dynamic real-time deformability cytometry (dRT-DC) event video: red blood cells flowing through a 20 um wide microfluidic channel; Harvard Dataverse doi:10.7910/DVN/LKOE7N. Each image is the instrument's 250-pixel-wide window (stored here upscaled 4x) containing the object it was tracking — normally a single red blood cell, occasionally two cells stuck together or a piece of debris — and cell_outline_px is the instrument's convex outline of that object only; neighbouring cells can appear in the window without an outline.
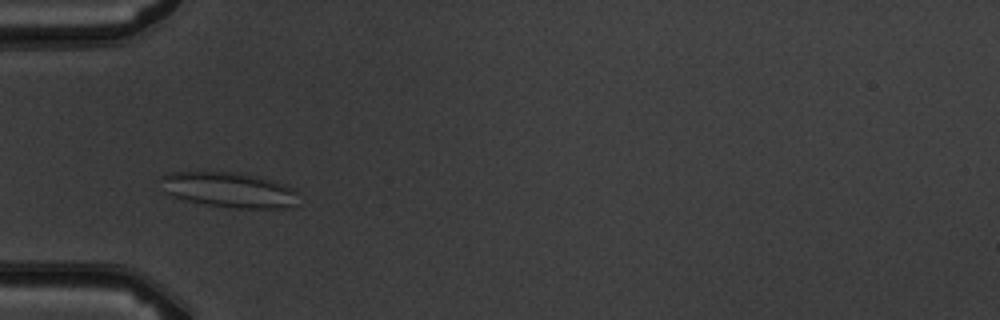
{"species": "common noctule bat (a hibernating species)", "species_latin": "Nyctalus noctula", "temperature_condition": "warm", "stored_images_in_passage": 6, "camera_frame_rate_fps": 3000, "um_per_image_px": 0.085, "animal": {"sex": "male", "body_mass_g": 19.5, "forearm_length_mm": 54.6}, "frame": {"image": 1, "passage_image": 2, "time_ms": 1.333, "image_size_px": [1000, 320], "cell_outline_px": [[300, 204], [284, 208], [232, 208], [184, 200], [172, 196], [164, 192], [156, 180], [160, 176], [168, 172], [240, 172], [256, 176], [284, 184], [300, 192]], "centroid_in_image_um": [19.46, 16.14], "position_along_channel_um": 65.5, "area_um2": 28.9}}
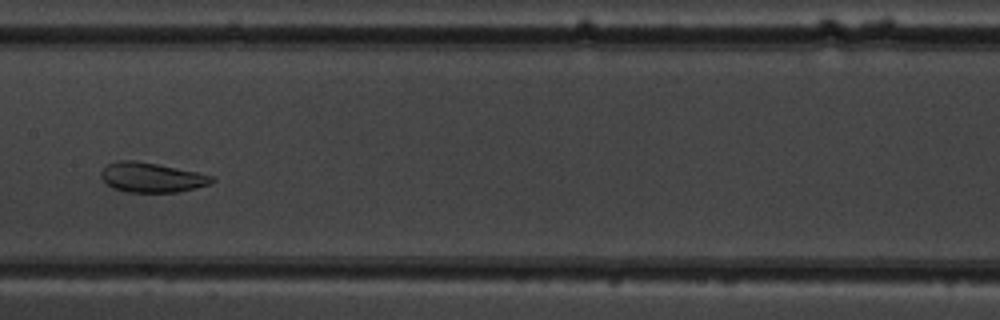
{"frame": {"image": 2, "passage_image": 5, "time_ms": 4.667, "image_size_px": [1000, 320], "cell_outline_px": [[216, 180], [212, 184], [180, 192], [124, 192], [112, 188], [100, 176], [100, 172], [108, 164], [120, 160], [136, 160], [216, 176]], "centroid_in_image_um": [12.93, 15.09], "position_along_channel_um": 194.5, "area_um2": 19.31}}
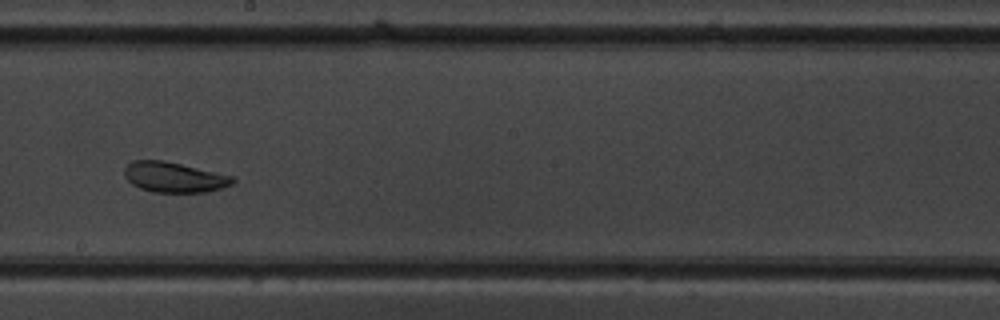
{"frame": {"image": 3, "passage_image": 6, "time_ms": 5.667, "image_size_px": [1000, 320], "cell_outline_px": [[236, 180], [232, 184], [220, 188], [204, 192], [152, 192], [140, 188], [132, 184], [124, 176], [124, 168], [132, 160], [164, 160], [232, 176]], "centroid_in_image_um": [14.76, 15.06], "position_along_channel_um": 233.4, "area_um2": 18.96}}